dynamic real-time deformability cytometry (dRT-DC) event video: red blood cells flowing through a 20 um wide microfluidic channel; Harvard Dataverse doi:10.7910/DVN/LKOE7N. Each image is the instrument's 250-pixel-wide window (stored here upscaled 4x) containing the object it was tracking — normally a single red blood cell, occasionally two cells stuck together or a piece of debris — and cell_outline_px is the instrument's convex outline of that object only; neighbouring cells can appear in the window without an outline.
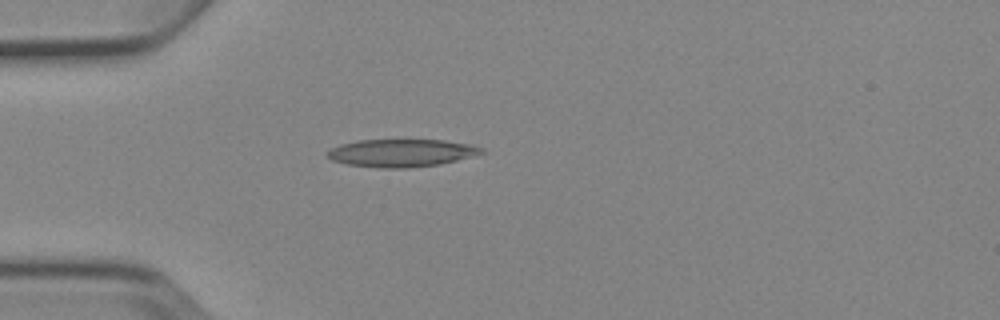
{"species": "Egyptian fruit bat (a non-hibernating species)", "species_latin": "Rousettus aegyptiacus", "temperature_condition": "cold", "stored_images_in_passage": 3, "camera_frame_rate_fps": 3000, "um_per_image_px": 0.085, "animal": {"sex": "female"}, "frame": {"image": 1, "passage_image": 3, "time_ms": 3.0, "image_size_px": [1000, 320], "cell_outline_px": [[484, 152], [456, 160], [440, 164], [404, 168], [380, 168], [348, 164], [332, 160], [328, 156], [328, 152], [332, 148], [340, 144], [360, 140], [444, 140], [472, 144], [484, 148]], "centroid_in_image_um": [34.14, 12.99], "position_along_channel_um": 50.9, "area_um2": 24.62}}